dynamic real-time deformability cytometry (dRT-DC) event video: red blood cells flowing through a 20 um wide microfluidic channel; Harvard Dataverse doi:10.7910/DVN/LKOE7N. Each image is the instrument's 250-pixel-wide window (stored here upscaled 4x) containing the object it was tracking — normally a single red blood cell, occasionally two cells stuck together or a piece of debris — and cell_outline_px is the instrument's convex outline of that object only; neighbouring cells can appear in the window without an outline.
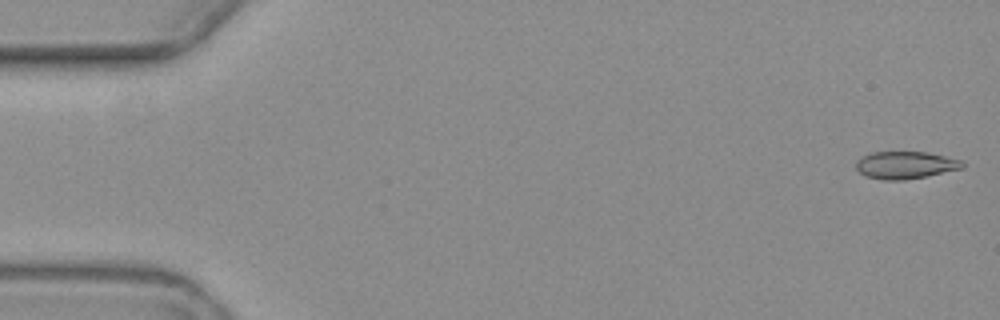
{"species": "common noctule bat (a hibernating species)", "species_latin": "Nyctalus noctula", "temperature_condition": "warm", "stored_images_in_passage": 11, "camera_frame_rate_fps": 3000, "um_per_image_px": 0.085, "animal": {"sex": "female", "body_mass_g": 19.3, "forearm_length_mm": 54.1}, "frame": {"image": 1, "passage_image": 1, "time_ms": 0.0, "image_size_px": [1000, 320], "cell_outline_px": [[964, 168], [904, 180], [884, 180], [864, 176], [856, 168], [856, 160], [872, 152], [928, 152], [964, 160]], "centroid_in_image_um": [76.98, 14.02], "position_along_channel_um": 8.0, "area_um2": 16.99}}
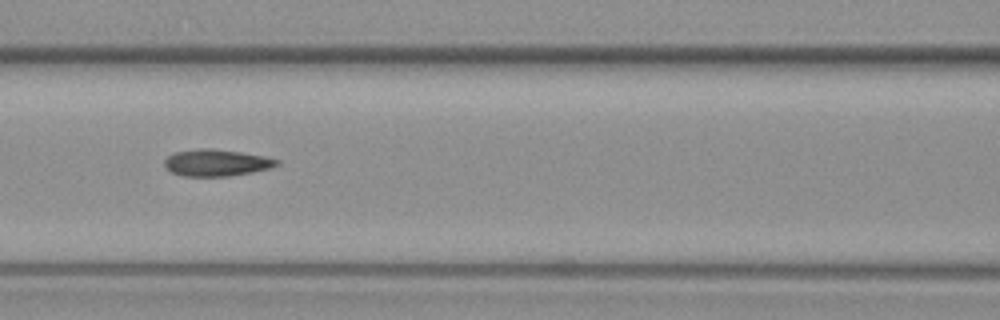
{"frame": {"image": 2, "passage_image": 7, "time_ms": 8.0, "image_size_px": [1000, 320], "cell_outline_px": [[280, 164], [272, 168], [252, 172], [228, 176], [184, 176], [172, 172], [164, 164], [164, 160], [168, 156], [176, 152], [200, 148], [212, 148], [240, 152], [264, 156], [280, 160]], "centroid_in_image_um": [18.44, 13.83], "position_along_channel_um": 148.2, "area_um2": 17.46}}
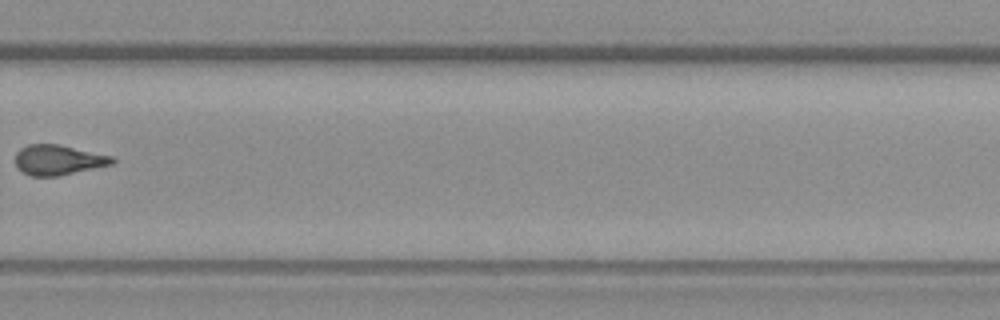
{"frame": {"image": 3, "passage_image": 11, "time_ms": 13.0, "image_size_px": [1000, 320], "cell_outline_px": [[116, 160], [112, 164], [60, 176], [28, 176], [20, 172], [16, 168], [16, 152], [20, 148], [28, 144], [60, 144], [112, 156]], "centroid_in_image_um": [4.91, 13.6], "position_along_channel_um": 324.9, "area_um2": 17.22}}